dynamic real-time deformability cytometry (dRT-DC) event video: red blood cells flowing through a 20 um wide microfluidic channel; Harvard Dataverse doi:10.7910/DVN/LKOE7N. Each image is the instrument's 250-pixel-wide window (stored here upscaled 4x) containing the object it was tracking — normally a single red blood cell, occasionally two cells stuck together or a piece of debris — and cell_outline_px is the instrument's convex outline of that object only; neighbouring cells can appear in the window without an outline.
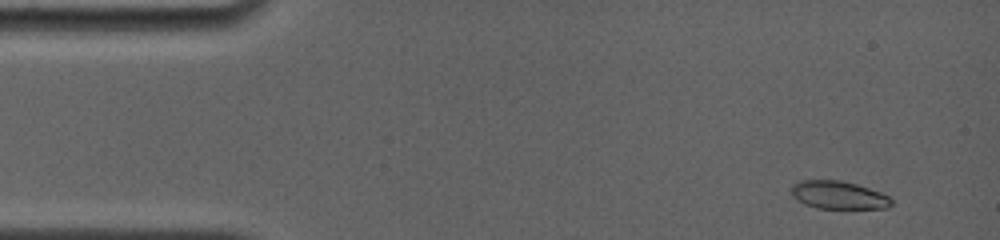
{"species": "common noctule bat (a hibernating species)", "species_latin": "Nyctalus noctula", "temperature_condition": "room temperature", "stored_images_in_passage": 5, "camera_frame_rate_fps": 4000, "um_per_image_px": 0.085, "animal": {"sex": "female", "body_mass_g": 19.0, "forearm_length_mm": 56.7}, "frame": {"image": 1, "passage_image": 1, "time_ms": 0.0, "image_size_px": [1000, 240], "cell_outline_px": [[892, 204], [888, 208], [816, 208], [804, 204], [792, 196], [788, 188], [792, 184], [800, 180], [840, 180], [856, 184], [880, 192], [888, 196], [892, 200]], "centroid_in_image_um": [71.21, 16.57], "position_along_channel_um": 13.8, "area_um2": 16.42}}